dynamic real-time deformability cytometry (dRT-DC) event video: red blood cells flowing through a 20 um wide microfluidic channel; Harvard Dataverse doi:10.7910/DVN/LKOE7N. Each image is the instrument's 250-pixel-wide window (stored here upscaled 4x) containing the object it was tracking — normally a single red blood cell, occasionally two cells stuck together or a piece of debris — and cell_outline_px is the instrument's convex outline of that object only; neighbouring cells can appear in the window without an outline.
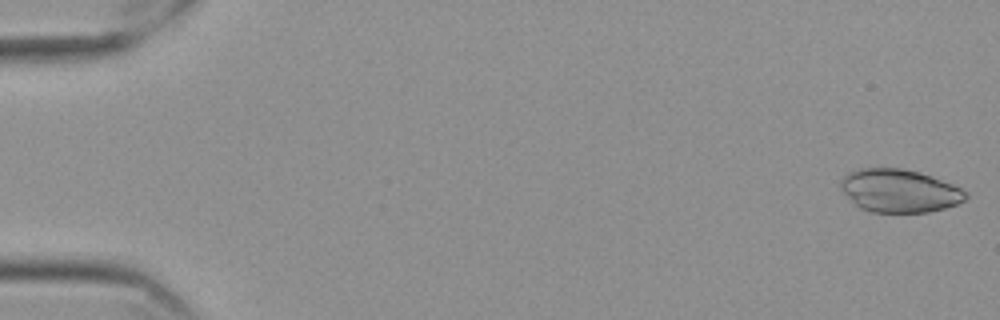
{"species": "Egyptian fruit bat (a non-hibernating species)", "species_latin": "Rousettus aegyptiacus", "temperature_condition": "cold", "stored_images_in_passage": 57, "camera_frame_rate_fps": 3000, "um_per_image_px": 0.085, "frame": {"image": 1, "passage_image": 1, "time_ms": 0.0, "image_size_px": [1000, 320], "cell_outline_px": [[968, 196], [964, 200], [956, 204], [944, 208], [928, 212], [872, 212], [860, 208], [840, 188], [840, 180], [848, 172], [860, 168], [900, 168], [920, 172], [932, 176], [952, 184], [968, 192]], "centroid_in_image_um": [76.45, 16.21], "position_along_channel_um": 8.6, "area_um2": 31.27}}
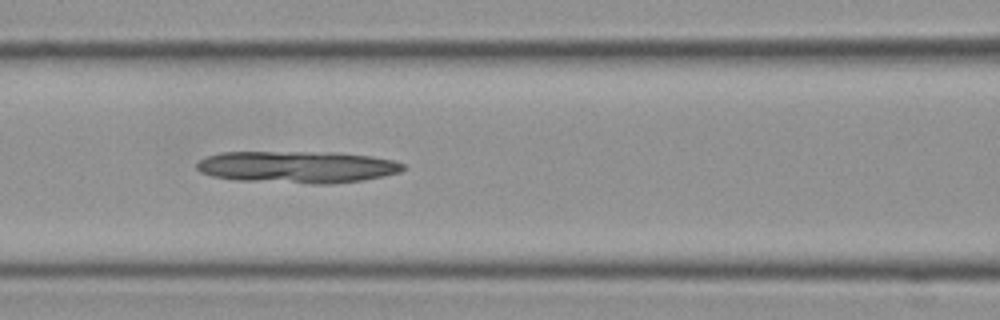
{"frame": {"image": 2, "passage_image": 25, "time_ms": 8.0, "image_size_px": [1000, 320], "cell_outline_px": [[404, 168], [400, 172], [360, 180], [332, 184], [316, 184], [236, 180], [212, 176], [200, 172], [196, 168], [196, 164], [204, 156], [220, 152], [340, 152], [372, 156], [392, 160], [404, 164]], "centroid_in_image_um": [25.22, 14.18], "position_along_channel_um": 141.4, "area_um2": 38.61}}
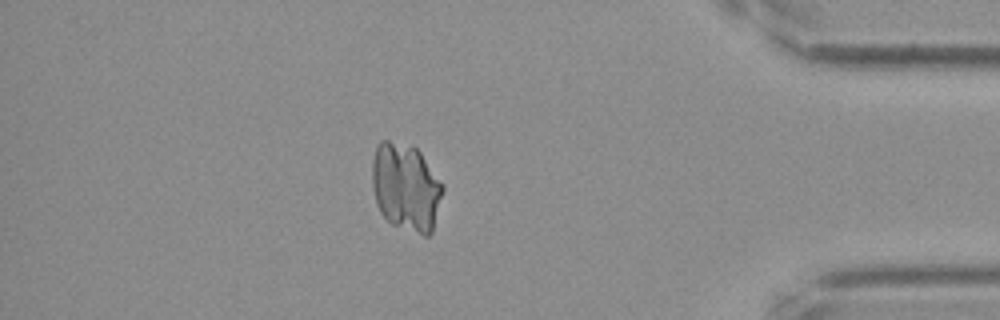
{"frame": {"image": 3, "passage_image": 50, "time_ms": 16.333, "image_size_px": [1000, 320], "cell_outline_px": [[444, 192], [432, 232], [428, 236], [424, 236], [392, 224], [380, 212], [376, 204], [372, 188], [372, 160], [376, 148], [380, 140], [388, 140], [416, 148], [420, 152], [444, 184]], "centroid_in_image_um": [34.51, 15.92], "position_along_channel_um": 400.7, "area_um2": 36.41}}